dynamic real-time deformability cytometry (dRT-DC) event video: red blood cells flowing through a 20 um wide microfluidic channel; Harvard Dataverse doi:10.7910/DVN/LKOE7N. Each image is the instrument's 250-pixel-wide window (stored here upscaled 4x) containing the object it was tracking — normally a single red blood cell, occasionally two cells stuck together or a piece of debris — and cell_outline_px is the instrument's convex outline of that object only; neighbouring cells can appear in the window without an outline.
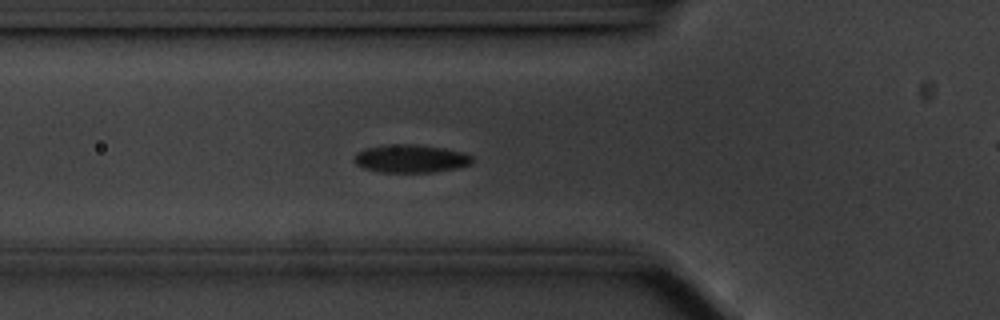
{"species": "common noctule bat (a hibernating species)", "species_latin": "Nyctalus noctula", "temperature_condition": "cold", "stored_images_in_passage": 45, "camera_frame_rate_fps": 3000, "um_per_image_px": 0.085, "animal": {"sex": "male", "body_mass_g": 20.1, "forearm_length_mm": 53.5}, "frame": {"image": 1, "passage_image": 7, "time_ms": 2.0, "image_size_px": [1000, 320], "cell_outline_px": [[472, 164], [456, 168], [432, 172], [380, 172], [364, 168], [356, 164], [352, 160], [356, 152], [364, 148], [388, 144], [416, 144], [444, 148], [460, 152], [472, 156]], "centroid_in_image_um": [34.86, 13.47], "position_along_channel_um": 90.9, "area_um2": 19.36}}
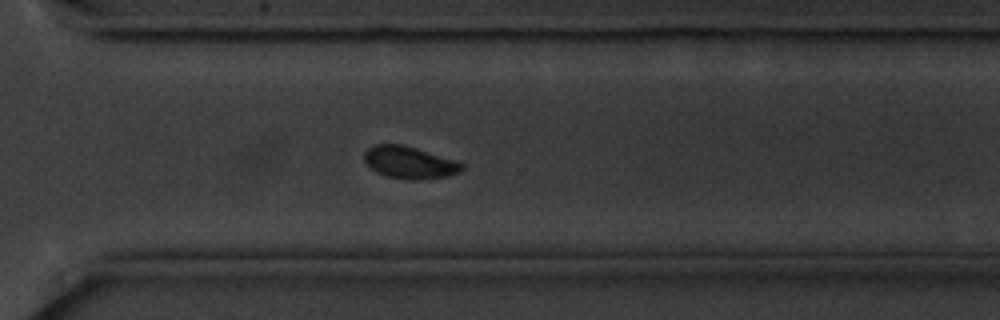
{"frame": {"image": 2, "passage_image": 28, "time_ms": 9.0, "image_size_px": [1000, 320], "cell_outline_px": [[464, 168], [460, 172], [448, 176], [416, 180], [408, 180], [388, 176], [376, 172], [364, 160], [364, 152], [368, 148], [376, 144], [404, 144], [464, 164]], "centroid_in_image_um": [34.79, 13.81], "position_along_channel_um": 335.8, "area_um2": 18.09}}
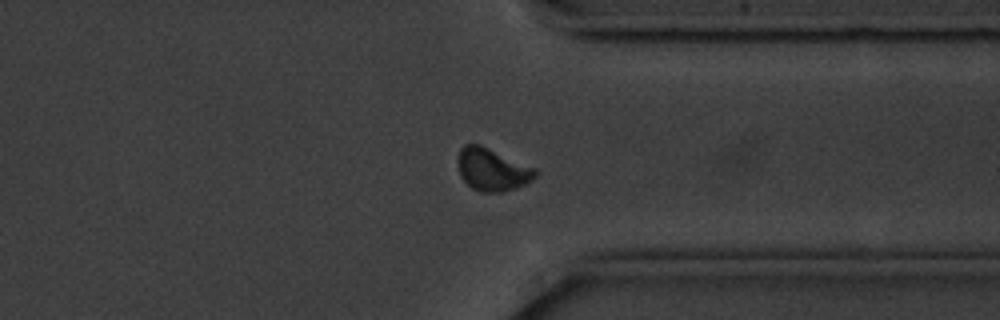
{"frame": {"image": 3, "passage_image": 31, "time_ms": 10.0, "image_size_px": [1000, 320], "cell_outline_px": [[540, 172], [532, 180], [516, 188], [504, 192], [480, 192], [472, 188], [460, 176], [456, 160], [460, 148], [464, 144], [480, 144], [536, 168]], "centroid_in_image_um": [41.83, 14.41], "position_along_channel_um": 369.6, "area_um2": 19.48}, "authors_computed_cell_mechanics": {"area_um2": 18.785, "velocity_mm_per_s": 3.4926, "shape_relaxation_time_tau1_ms": 2.2648, "shape_relaxation_time_tau2_ms": null, "deformation_change_tau1": 0.0815, "deformation_change_tau2": null}}